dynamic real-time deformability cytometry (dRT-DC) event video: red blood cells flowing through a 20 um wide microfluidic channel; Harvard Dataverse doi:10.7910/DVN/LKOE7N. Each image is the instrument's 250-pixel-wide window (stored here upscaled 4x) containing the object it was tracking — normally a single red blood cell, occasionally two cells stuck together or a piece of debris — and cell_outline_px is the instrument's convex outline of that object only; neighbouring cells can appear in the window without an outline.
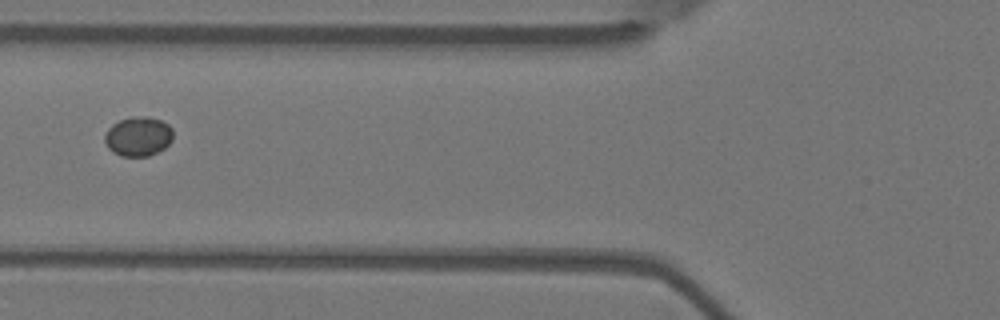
{"species": "Egyptian fruit bat (a non-hibernating species)", "species_latin": "Rousettus aegyptiacus", "temperature_condition": "warm", "stored_images_in_passage": 3, "camera_frame_rate_fps": 3000, "um_per_image_px": 0.085, "animal": {"sex": "female"}, "frame": {"image": 1, "passage_image": 3, "time_ms": 0.667, "image_size_px": [1000, 320], "cell_outline_px": [[172, 140], [164, 148], [148, 156], [120, 156], [112, 152], [108, 148], [104, 140], [104, 136], [108, 128], [112, 124], [120, 120], [132, 116], [148, 116], [160, 120], [168, 124], [172, 128]], "centroid_in_image_um": [11.73, 11.59], "position_along_channel_um": 114.1, "area_um2": 15.78}}